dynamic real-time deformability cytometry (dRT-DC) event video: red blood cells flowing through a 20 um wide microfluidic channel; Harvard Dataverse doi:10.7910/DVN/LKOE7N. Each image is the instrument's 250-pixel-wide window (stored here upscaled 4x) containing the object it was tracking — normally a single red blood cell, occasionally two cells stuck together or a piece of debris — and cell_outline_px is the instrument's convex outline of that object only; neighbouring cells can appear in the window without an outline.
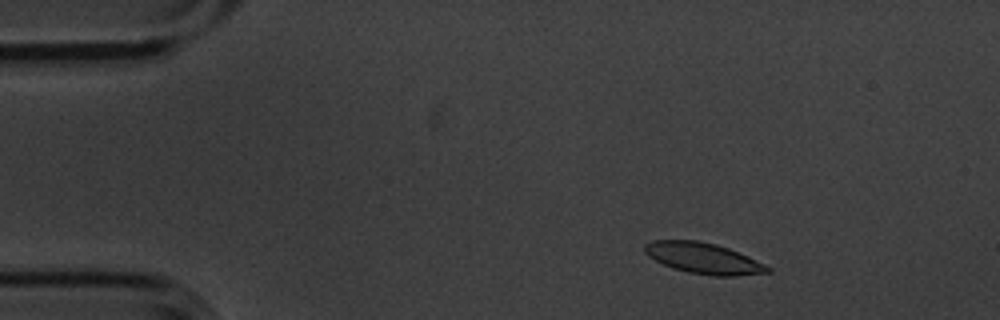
{"species": "common noctule bat (a hibernating species)", "species_latin": "Nyctalus noctula", "temperature_condition": "cold", "stored_images_in_passage": 5, "camera_frame_rate_fps": 3000, "um_per_image_px": 0.085, "animal": {"sex": "male", "body_mass_g": 20.1, "forearm_length_mm": 53.5}, "frame": {"image": 1, "passage_image": 2, "time_ms": 0.333, "image_size_px": [1000, 320], "cell_outline_px": [[772, 272], [736, 276], [712, 276], [688, 272], [672, 268], [648, 256], [644, 252], [644, 244], [652, 240], [696, 240], [716, 244], [728, 248], [748, 256], [772, 268]], "centroid_in_image_um": [59.8, 21.95], "position_along_channel_um": 25.2, "area_um2": 22.2}}